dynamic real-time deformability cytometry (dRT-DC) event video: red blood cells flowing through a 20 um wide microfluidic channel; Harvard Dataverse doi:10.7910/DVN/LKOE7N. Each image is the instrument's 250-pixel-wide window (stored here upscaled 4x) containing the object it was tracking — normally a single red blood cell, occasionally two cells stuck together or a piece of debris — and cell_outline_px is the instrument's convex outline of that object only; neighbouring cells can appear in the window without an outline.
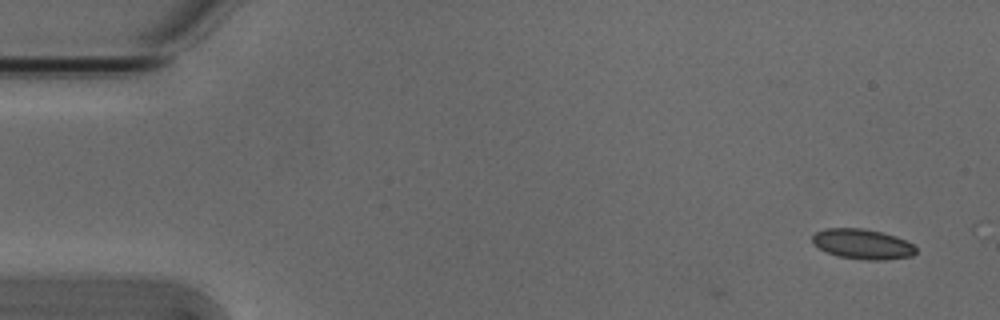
{"species": "Egyptian fruit bat (a non-hibernating species)", "species_latin": "Rousettus aegyptiacus", "temperature_condition": "cold", "stored_images_in_passage": 5, "camera_frame_rate_fps": 3000, "um_per_image_px": 0.085, "animal": {"sex": "male"}, "frame": {"image": 1, "passage_image": 1, "time_ms": 0.0, "image_size_px": [1000, 320], "cell_outline_px": [[916, 252], [912, 256], [884, 260], [864, 260], [836, 256], [812, 244], [812, 236], [816, 232], [824, 228], [864, 228], [896, 236], [912, 244], [916, 248]], "centroid_in_image_um": [73.29, 20.75], "position_along_channel_um": 11.7, "area_um2": 18.21}}
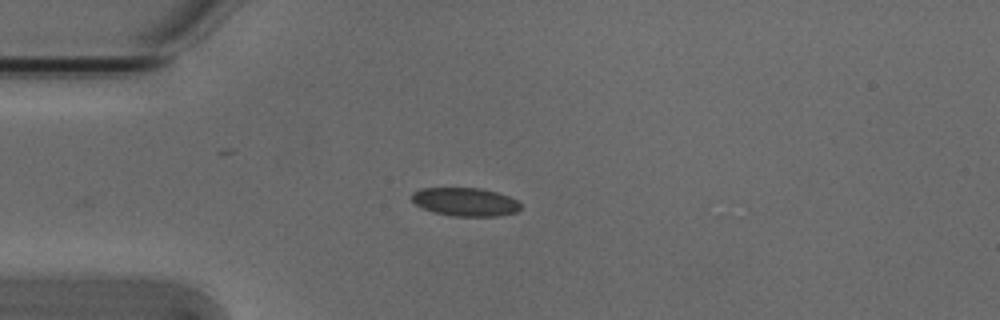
{"frame": {"image": 2, "passage_image": 4, "time_ms": 1.0, "image_size_px": [1000, 320], "cell_outline_px": [[520, 208], [516, 212], [500, 216], [452, 216], [432, 212], [416, 204], [412, 200], [412, 192], [420, 188], [480, 188], [496, 192], [508, 196], [516, 200], [520, 204]], "centroid_in_image_um": [39.53, 17.16], "position_along_channel_um": 45.5, "area_um2": 17.98}}